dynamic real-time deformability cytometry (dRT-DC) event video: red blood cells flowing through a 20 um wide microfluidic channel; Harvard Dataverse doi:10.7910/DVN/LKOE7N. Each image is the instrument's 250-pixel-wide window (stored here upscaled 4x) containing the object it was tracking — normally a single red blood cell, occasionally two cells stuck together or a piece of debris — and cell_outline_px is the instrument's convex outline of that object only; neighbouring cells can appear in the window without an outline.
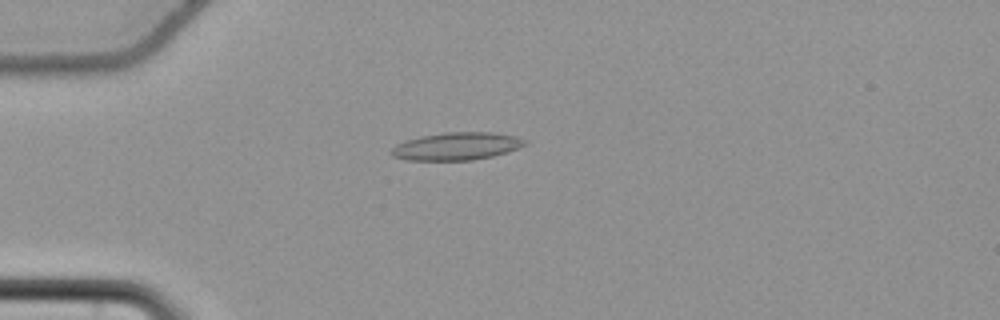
{"species": "common noctule bat (a hibernating species)", "species_latin": "Nyctalus noctula", "temperature_condition": "cold", "stored_images_in_passage": 47, "camera_frame_rate_fps": 3000, "um_per_image_px": 0.085, "animal": {"sex": "female", "body_mass_g": 22.7, "forearm_length_mm": 54.2}, "frame": {"image": 1, "passage_image": 7, "time_ms": 2.0, "image_size_px": [1000, 320], "cell_outline_px": [[528, 144], [508, 152], [492, 156], [472, 160], [408, 160], [392, 156], [392, 148], [396, 144], [420, 136], [444, 132], [492, 132], [516, 136], [528, 140]], "centroid_in_image_um": [38.86, 12.42], "position_along_channel_um": 46.1, "area_um2": 21.56}}
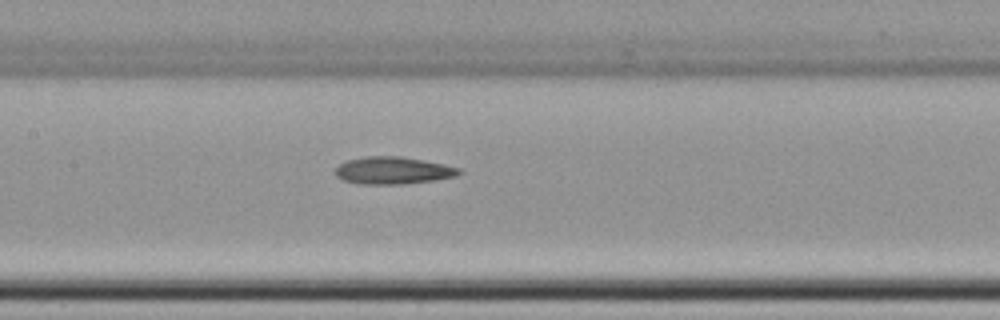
{"frame": {"image": 2, "passage_image": 19, "time_ms": 6.0, "image_size_px": [1000, 320], "cell_outline_px": [[464, 172], [456, 176], [436, 180], [404, 184], [356, 184], [344, 180], [336, 176], [336, 168], [340, 164], [348, 160], [368, 156], [400, 156], [444, 164], [460, 168]], "centroid_in_image_um": [33.44, 14.5], "position_along_channel_um": 174.0, "area_um2": 19.71}}
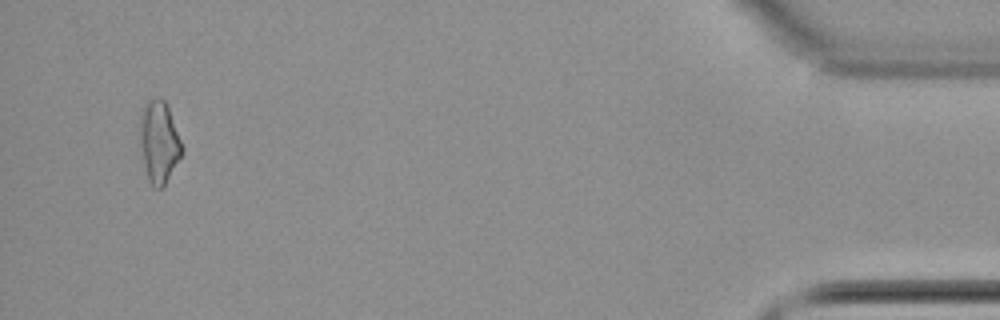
{"frame": {"image": 3, "passage_image": 45, "time_ms": 14.667, "image_size_px": [1000, 320], "cell_outline_px": [[184, 148], [180, 156], [164, 184], [160, 188], [152, 188], [148, 180], [144, 164], [140, 144], [140, 108], [148, 100], [156, 96], [164, 100], [168, 104]], "centroid_in_image_um": [13.5, 11.99], "position_along_channel_um": 421.7, "area_um2": 20.17}, "authors_computed_cell_mechanics": {"area_um2": 19.363, "velocity_mm_per_s": 3.7507, "shape_relaxation_time_tau1_ms": 6.0702, "shape_relaxation_time_tau2_ms": 7.106, "deformation_change_tau1": 0.1198, "deformation_change_tau2": 0.1889}}